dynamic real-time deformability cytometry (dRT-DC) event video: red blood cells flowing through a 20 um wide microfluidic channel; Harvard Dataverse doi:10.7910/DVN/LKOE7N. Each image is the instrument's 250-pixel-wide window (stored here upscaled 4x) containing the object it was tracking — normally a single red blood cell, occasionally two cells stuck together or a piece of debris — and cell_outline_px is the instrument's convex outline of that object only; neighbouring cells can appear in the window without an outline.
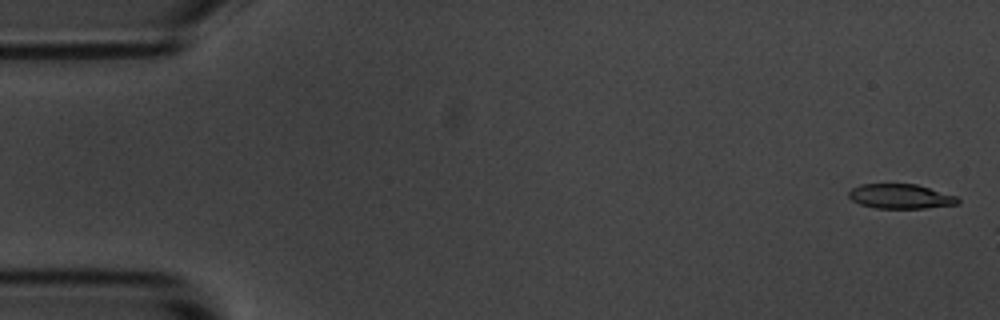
{"species": "common noctule bat (a hibernating species)", "species_latin": "Nyctalus noctula", "temperature_condition": "room temperature", "stored_images_in_passage": 9, "camera_frame_rate_fps": 3000, "um_per_image_px": 0.085, "animal": {"sex": "male", "body_mass_g": 20.1, "forearm_length_mm": 53.5}, "frame": {"image": 1, "passage_image": 2, "time_ms": 0.333, "image_size_px": [1000, 320], "cell_outline_px": [[960, 204], [924, 208], [876, 208], [860, 204], [852, 200], [848, 196], [848, 192], [852, 188], [860, 184], [916, 184], [956, 196], [960, 200]], "centroid_in_image_um": [76.54, 16.69], "position_along_channel_um": 8.5, "area_um2": 15.61}}